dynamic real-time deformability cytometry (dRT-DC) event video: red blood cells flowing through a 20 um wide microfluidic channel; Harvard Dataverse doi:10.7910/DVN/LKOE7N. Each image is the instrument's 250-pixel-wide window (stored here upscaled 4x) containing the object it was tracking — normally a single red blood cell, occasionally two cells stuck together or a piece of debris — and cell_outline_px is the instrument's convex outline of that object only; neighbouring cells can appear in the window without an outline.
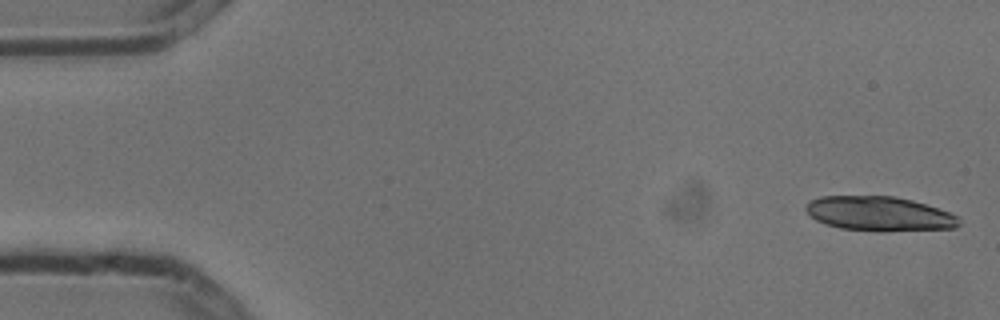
{"species": "common noctule bat (a hibernating species)", "species_latin": "Nyctalus noctula", "temperature_condition": "cold", "stored_images_in_passage": 7, "camera_frame_rate_fps": 3000, "um_per_image_px": 0.085, "animal": {"sex": "male", "body_mass_g": 13.3}, "frame": {"image": 1, "passage_image": 1, "time_ms": 0.0, "image_size_px": [1000, 320], "cell_outline_px": [[960, 224], [956, 228], [884, 232], [880, 232], [840, 228], [824, 224], [816, 220], [804, 208], [804, 204], [820, 196], [892, 196], [912, 200], [948, 212], [956, 216], [960, 220]], "centroid_in_image_um": [74.72, 18.18], "position_along_channel_um": 10.3, "area_um2": 30.92}}
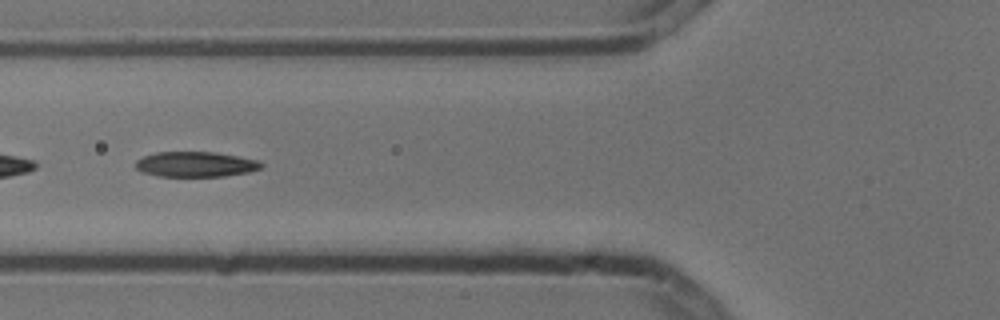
{"frame": {"image": 2, "passage_image": 6, "time_ms": 1.667, "image_size_px": [1000, 320], "cell_outline_px": [[264, 164], [260, 168], [248, 172], [224, 176], [160, 176], [140, 172], [136, 168], [136, 160], [144, 156], [156, 152], [216, 152], [260, 160]], "centroid_in_image_um": [16.63, 13.96], "position_along_channel_um": 109.2, "area_um2": 18.5}}
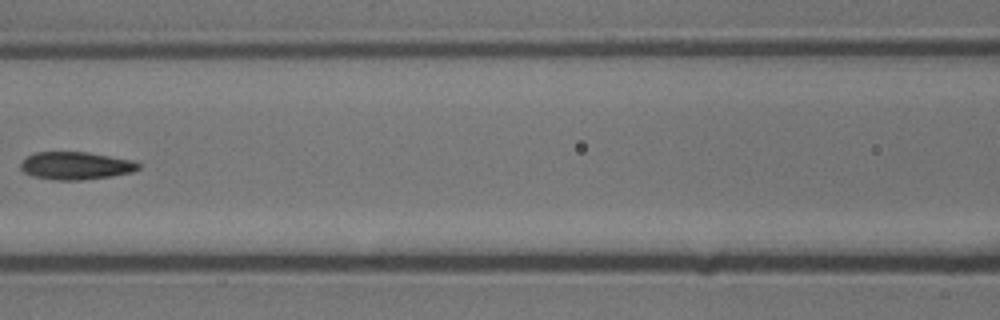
{"frame": {"image": 3, "passage_image": 7, "time_ms": 2.0, "image_size_px": [1000, 320], "cell_outline_px": [[140, 168], [132, 172], [112, 176], [76, 180], [56, 180], [32, 176], [24, 172], [20, 168], [20, 164], [28, 156], [36, 152], [88, 152], [136, 160], [140, 164]], "centroid_in_image_um": [6.48, 14.08], "position_along_channel_um": 160.1, "area_um2": 19.07}}